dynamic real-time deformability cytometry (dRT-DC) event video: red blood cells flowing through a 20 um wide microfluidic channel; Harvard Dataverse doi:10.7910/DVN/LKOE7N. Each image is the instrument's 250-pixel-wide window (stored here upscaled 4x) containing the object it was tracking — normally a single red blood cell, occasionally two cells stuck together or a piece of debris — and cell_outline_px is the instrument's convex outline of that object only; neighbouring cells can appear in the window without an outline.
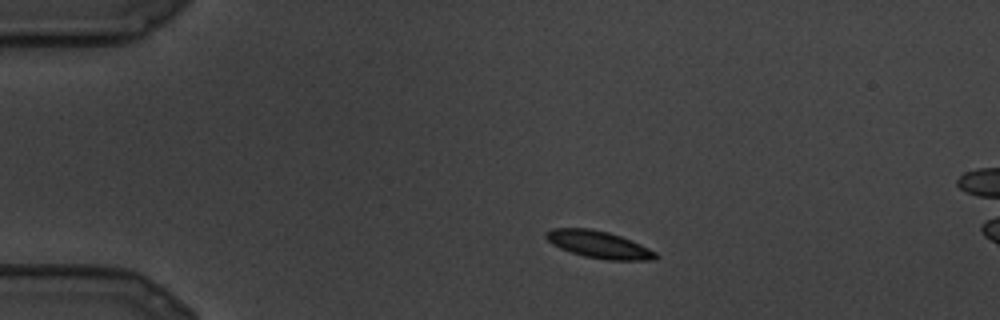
{"species": "common noctule bat (a hibernating species)", "species_latin": "Nyctalus noctula", "temperature_condition": "cold", "stored_images_in_passage": 16, "camera_frame_rate_fps": 3000, "um_per_image_px": 0.085, "animal": {"sex": "male", "body_mass_g": 19.5, "forearm_length_mm": 54.6}, "frame": {"image": 1, "passage_image": 1, "time_ms": 0.0, "image_size_px": [1000, 320], "cell_outline_px": [[660, 256], [656, 260], [604, 260], [584, 256], [560, 248], [552, 244], [544, 236], [544, 232], [552, 228], [588, 228], [608, 232], [632, 240], [656, 252]], "centroid_in_image_um": [50.91, 20.79], "position_along_channel_um": 34.1, "area_um2": 17.46}}
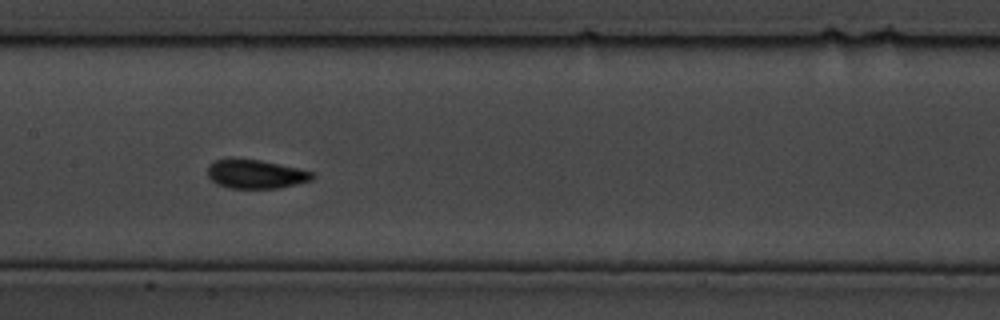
{"frame": {"image": 2, "passage_image": 9, "time_ms": 2.667, "image_size_px": [1000, 320], "cell_outline_px": [[316, 176], [312, 180], [280, 188], [228, 188], [216, 184], [208, 176], [208, 164], [216, 160], [228, 156], [260, 160], [280, 164], [312, 172]], "centroid_in_image_um": [21.68, 14.77], "position_along_channel_um": 185.7, "area_um2": 17.98}}
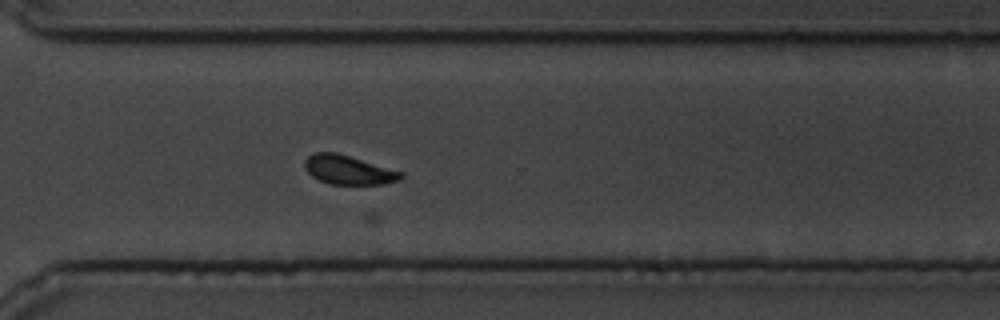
{"frame": {"image": 3, "passage_image": 16, "time_ms": 5.0, "image_size_px": [1000, 320], "cell_outline_px": [[404, 176], [400, 180], [384, 184], [328, 184], [312, 176], [304, 168], [304, 160], [308, 156], [316, 152], [336, 152], [404, 172]], "centroid_in_image_um": [29.62, 14.44], "position_along_channel_um": 341.0, "area_um2": 16.36}}